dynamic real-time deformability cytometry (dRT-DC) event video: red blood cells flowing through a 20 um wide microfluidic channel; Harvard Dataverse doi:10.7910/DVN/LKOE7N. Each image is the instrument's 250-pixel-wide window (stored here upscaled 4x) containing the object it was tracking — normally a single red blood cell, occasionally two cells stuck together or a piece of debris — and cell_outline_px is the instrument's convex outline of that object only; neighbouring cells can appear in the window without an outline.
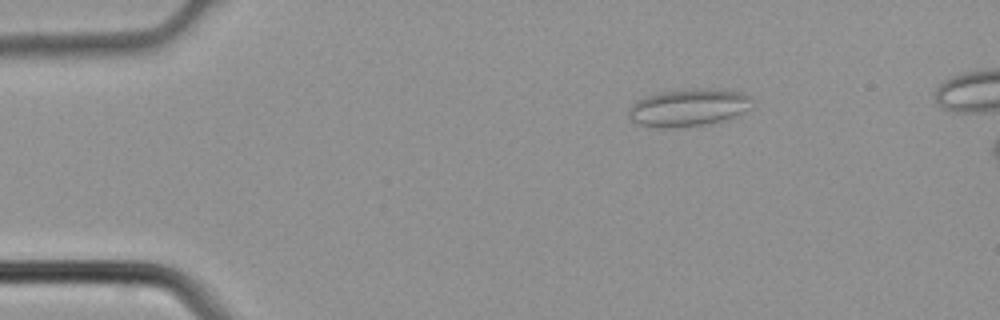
{"species": "common noctule bat (a hibernating species)", "species_latin": "Nyctalus noctula", "temperature_condition": "cold", "stored_images_in_passage": 3, "camera_frame_rate_fps": 3000, "um_per_image_px": 0.085, "animal": {"sex": "male", "body_mass_g": 21.5, "forearm_length_mm": 52.0}, "frame": {"image": 1, "passage_image": 2, "time_ms": 0.333, "image_size_px": [1000, 320], "cell_outline_px": [[752, 108], [728, 120], [712, 124], [672, 128], [660, 128], [640, 124], [632, 120], [628, 116], [628, 108], [636, 100], [660, 92], [696, 88], [700, 88], [740, 92], [752, 96]], "centroid_in_image_um": [58.56, 9.16], "position_along_channel_um": 26.4, "area_um2": 27.28}}